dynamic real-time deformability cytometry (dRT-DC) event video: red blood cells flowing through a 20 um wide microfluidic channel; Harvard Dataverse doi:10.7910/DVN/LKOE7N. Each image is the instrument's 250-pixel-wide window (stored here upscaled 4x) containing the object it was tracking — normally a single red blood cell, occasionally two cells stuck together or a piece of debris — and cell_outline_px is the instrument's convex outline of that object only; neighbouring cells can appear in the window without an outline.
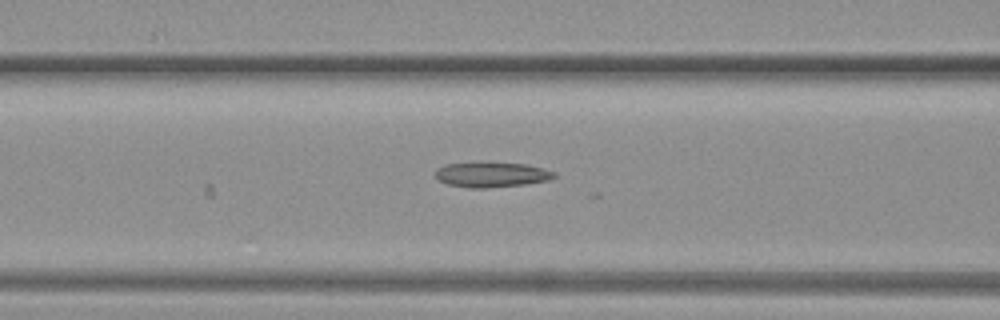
{"species": "common noctule bat (a hibernating species)", "species_latin": "Nyctalus noctula", "temperature_condition": "warm", "stored_images_in_passage": 10, "camera_frame_rate_fps": 3000, "um_per_image_px": 0.085, "animal": {"sex": "female", "body_mass_g": 19.3, "forearm_length_mm": 54.1}, "frame": {"image": 1, "passage_image": 10, "time_ms": 3.0, "image_size_px": [1000, 320], "cell_outline_px": [[556, 176], [548, 180], [528, 184], [488, 188], [468, 188], [448, 184], [440, 180], [436, 176], [436, 168], [444, 164], [528, 164], [556, 172]], "centroid_in_image_um": [41.82, 14.87], "position_along_channel_um": 124.8, "area_um2": 16.94}}